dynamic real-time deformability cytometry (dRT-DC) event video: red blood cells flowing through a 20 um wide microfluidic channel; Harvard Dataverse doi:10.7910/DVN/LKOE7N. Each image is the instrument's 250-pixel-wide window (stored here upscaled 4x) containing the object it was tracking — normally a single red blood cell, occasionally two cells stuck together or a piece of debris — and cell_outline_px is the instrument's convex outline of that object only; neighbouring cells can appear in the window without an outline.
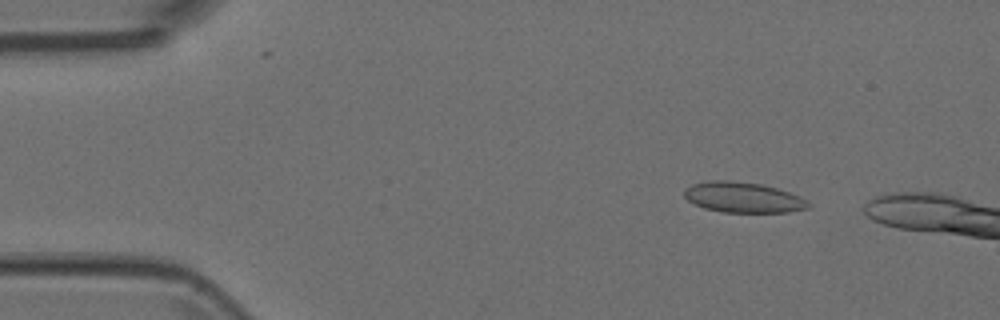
{"species": "Egyptian fruit bat (a non-hibernating species)", "species_latin": "Rousettus aegyptiacus", "temperature_condition": "room temperature", "stored_images_in_passage": 6, "camera_frame_rate_fps": 3000, "um_per_image_px": 0.085, "animal": {"sex": "female"}, "frame": {"image": 1, "passage_image": 2, "time_ms": 0.333, "image_size_px": [1000, 320], "cell_outline_px": [[812, 204], [808, 208], [788, 212], [724, 212], [704, 208], [688, 200], [684, 196], [684, 188], [692, 184], [708, 180], [728, 180], [760, 184], [776, 188], [800, 196]], "centroid_in_image_um": [63.15, 16.77], "position_along_channel_um": 21.8, "area_um2": 21.96}}
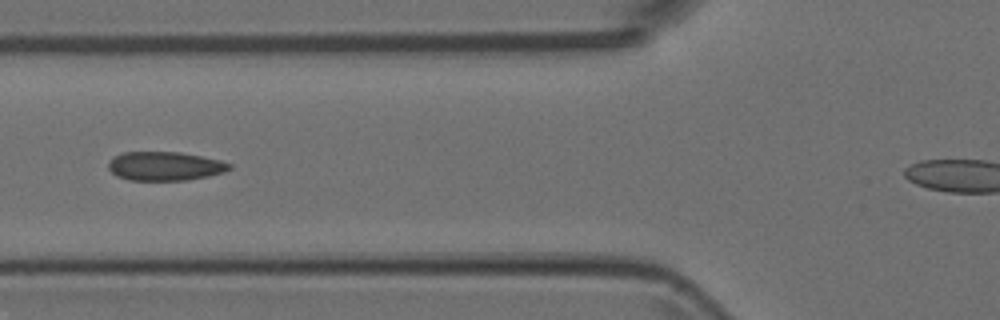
{"frame": {"image": 2, "passage_image": 6, "time_ms": 1.667, "image_size_px": [1000, 320], "cell_outline_px": [[232, 168], [224, 172], [208, 176], [188, 180], [128, 180], [116, 176], [108, 168], [108, 160], [112, 156], [124, 152], [180, 152], [220, 160], [232, 164]], "centroid_in_image_um": [13.99, 14.12], "position_along_channel_um": 111.8, "area_um2": 20.52}}